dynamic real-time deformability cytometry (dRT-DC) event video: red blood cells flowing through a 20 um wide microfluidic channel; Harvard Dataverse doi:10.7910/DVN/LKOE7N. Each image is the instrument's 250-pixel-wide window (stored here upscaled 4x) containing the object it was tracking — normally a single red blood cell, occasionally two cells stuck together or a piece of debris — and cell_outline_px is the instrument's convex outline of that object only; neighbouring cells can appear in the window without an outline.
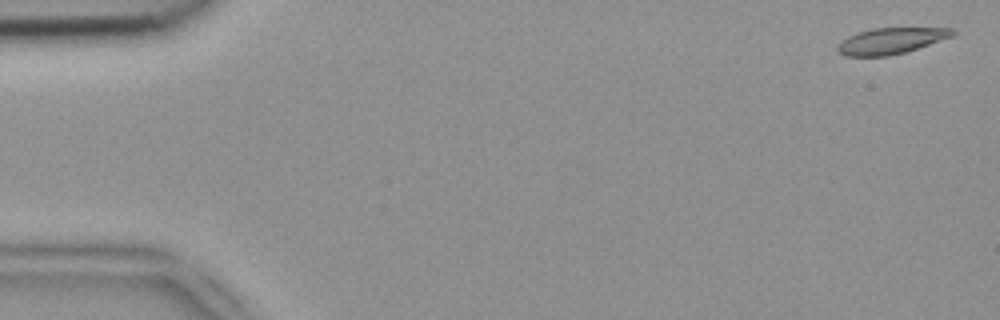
{"species": "common noctule bat (a hibernating species)", "species_latin": "Nyctalus noctula", "temperature_condition": "room temperature", "stored_images_in_passage": 4, "camera_frame_rate_fps": 3000, "um_per_image_px": 0.085, "animal": {"sex": "female", "body_mass_g": 18.4}, "frame": {"image": 1, "passage_image": 1, "time_ms": 0.0, "image_size_px": [1000, 320], "cell_outline_px": [[956, 32], [952, 36], [904, 52], [888, 56], [844, 56], [836, 48], [848, 36], [872, 28], [952, 28]], "centroid_in_image_um": [75.72, 3.47], "position_along_channel_um": 9.3, "area_um2": 17.05}}
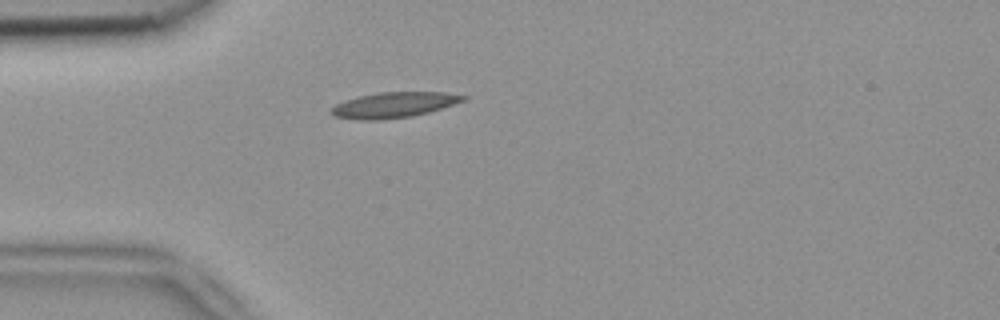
{"frame": {"image": 2, "passage_image": 4, "time_ms": 1.0, "image_size_px": [1000, 320], "cell_outline_px": [[468, 96], [464, 100], [428, 112], [412, 116], [380, 120], [360, 120], [332, 116], [332, 108], [336, 104], [344, 100], [356, 96], [376, 92], [444, 92]], "centroid_in_image_um": [33.42, 8.91], "position_along_channel_um": 51.6, "area_um2": 19.54}}